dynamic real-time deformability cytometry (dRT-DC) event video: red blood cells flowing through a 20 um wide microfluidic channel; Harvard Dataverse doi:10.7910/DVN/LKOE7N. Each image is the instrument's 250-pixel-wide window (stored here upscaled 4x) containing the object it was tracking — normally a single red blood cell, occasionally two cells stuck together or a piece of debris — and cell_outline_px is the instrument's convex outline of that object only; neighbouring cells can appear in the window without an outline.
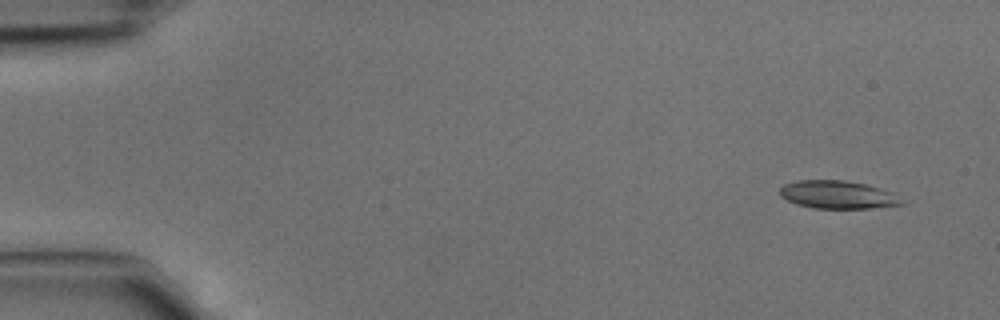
{"species": "common noctule bat (a hibernating species)", "species_latin": "Nyctalus noctula", "temperature_condition": "cold", "stored_images_in_passage": 4, "camera_frame_rate_fps": 3000, "um_per_image_px": 0.085, "animal": {"sex": "male", "body_mass_g": 15.6}, "frame": {"image": 1, "passage_image": 1, "time_ms": 0.0, "image_size_px": [1000, 320], "cell_outline_px": [[904, 204], [868, 208], [816, 208], [796, 204], [780, 196], [780, 188], [784, 184], [796, 180], [844, 180], [864, 184], [880, 188], [892, 192]], "centroid_in_image_um": [71.15, 16.54], "position_along_channel_um": 13.8, "area_um2": 19.59}}
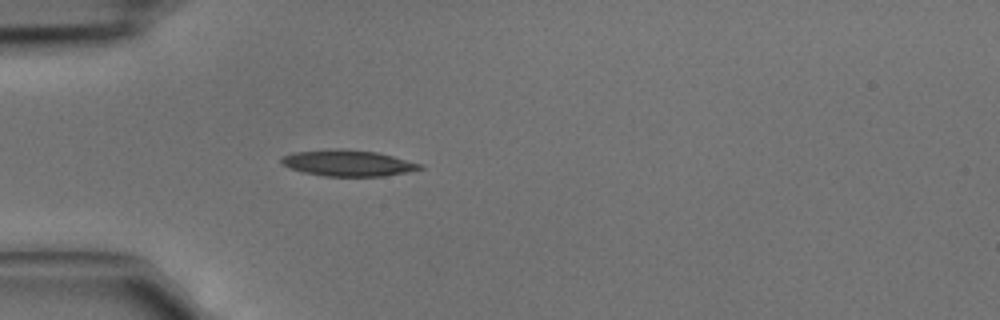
{"frame": {"image": 2, "passage_image": 4, "time_ms": 1.0, "image_size_px": [1000, 320], "cell_outline_px": [[424, 168], [384, 176], [324, 176], [304, 172], [288, 168], [280, 160], [280, 156], [292, 152], [332, 148], [344, 148], [376, 152], [424, 164]], "centroid_in_image_um": [29.53, 13.84], "position_along_channel_um": 55.5, "area_um2": 21.27}}